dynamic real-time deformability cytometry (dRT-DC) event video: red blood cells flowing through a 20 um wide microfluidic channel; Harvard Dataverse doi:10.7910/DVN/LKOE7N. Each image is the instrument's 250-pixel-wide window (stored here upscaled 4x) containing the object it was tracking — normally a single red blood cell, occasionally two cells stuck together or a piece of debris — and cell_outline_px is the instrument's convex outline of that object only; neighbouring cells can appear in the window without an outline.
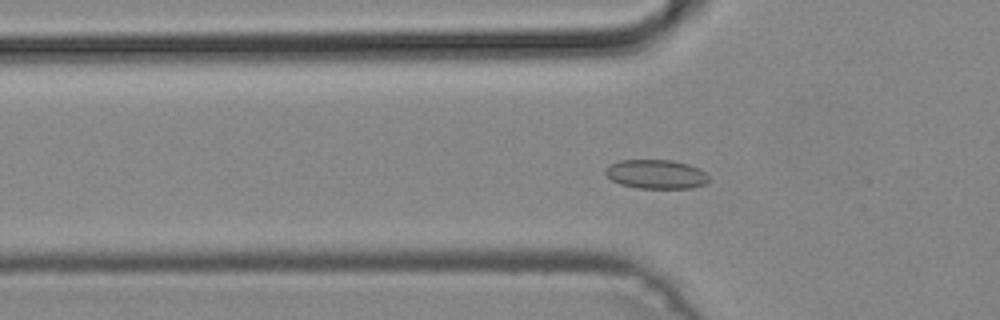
{"species": "common noctule bat (a hibernating species)", "species_latin": "Nyctalus noctula", "temperature_condition": "cold", "stored_images_in_passage": 49, "camera_frame_rate_fps": 3000, "um_per_image_px": 0.085, "animal": {"sex": "male", "body_mass_g": 19.2, "forearm_length_mm": 51.8}, "frame": {"image": 1, "passage_image": 16, "time_ms": 5.0, "image_size_px": [1000, 320], "cell_outline_px": [[708, 180], [704, 184], [692, 188], [636, 188], [620, 184], [612, 180], [604, 172], [604, 168], [620, 160], [672, 160], [688, 164], [700, 168], [708, 176]], "centroid_in_image_um": [55.76, 14.8], "position_along_channel_um": 70.0, "area_um2": 17.51}}
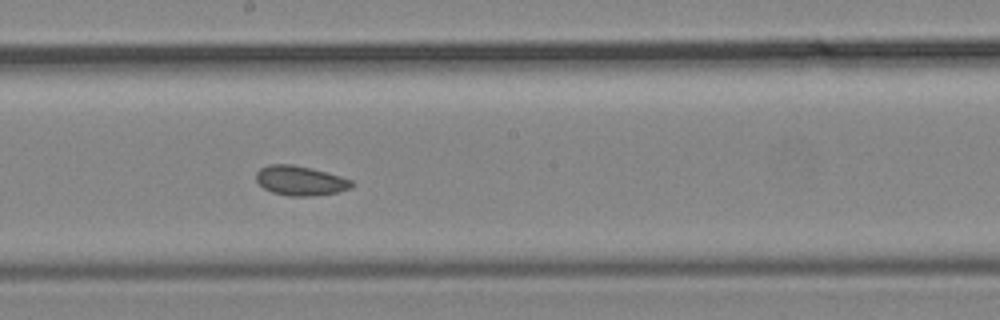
{"frame": {"image": 2, "passage_image": 27, "time_ms": 8.667, "image_size_px": [1000, 320], "cell_outline_px": [[352, 184], [348, 188], [336, 192], [312, 196], [288, 196], [272, 192], [264, 188], [256, 180], [256, 172], [260, 168], [268, 164], [292, 164], [312, 168], [340, 176], [352, 180]], "centroid_in_image_um": [25.47, 15.34], "position_along_channel_um": 222.7, "area_um2": 16.36}}
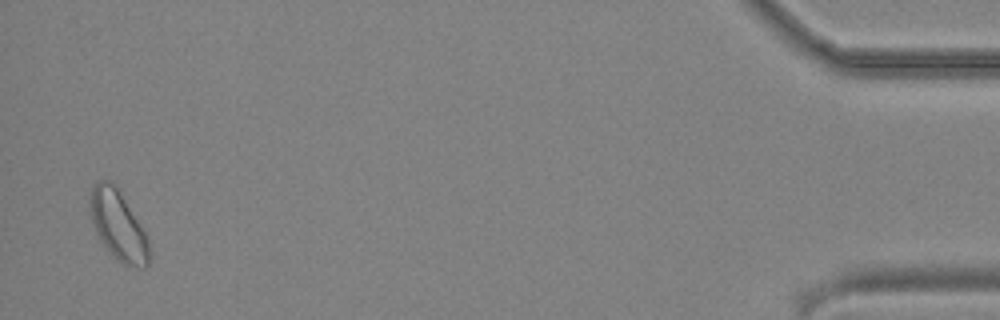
{"frame": {"image": 3, "passage_image": 48, "time_ms": 15.667, "image_size_px": [1000, 320], "cell_outline_px": [[148, 264], [144, 268], [124, 264], [100, 240], [92, 224], [88, 204], [88, 196], [96, 180], [112, 180], [116, 184], [148, 236]], "centroid_in_image_um": [10.01, 19.06], "position_along_channel_um": 425.2, "area_um2": 23.93}}